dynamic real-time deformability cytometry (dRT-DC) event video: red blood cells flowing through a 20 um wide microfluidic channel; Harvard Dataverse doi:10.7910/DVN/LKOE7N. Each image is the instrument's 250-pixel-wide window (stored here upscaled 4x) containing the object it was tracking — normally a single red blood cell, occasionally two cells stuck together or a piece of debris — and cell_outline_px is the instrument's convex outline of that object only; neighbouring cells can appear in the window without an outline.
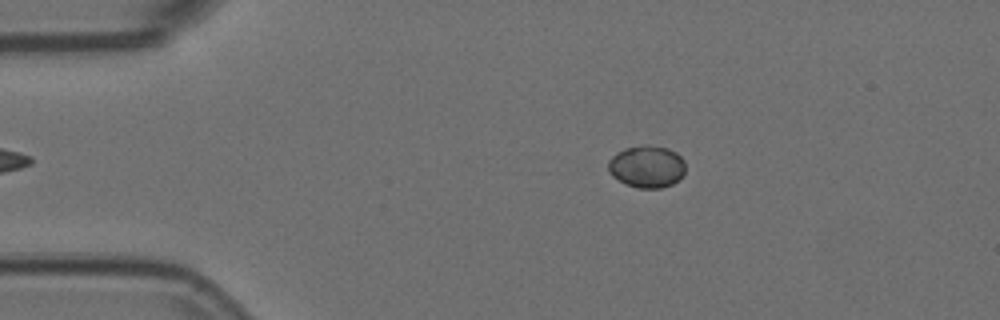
{"species": "Egyptian fruit bat (a non-hibernating species)", "species_latin": "Rousettus aegyptiacus", "temperature_condition": "room temperature", "stored_images_in_passage": 56, "camera_frame_rate_fps": 3000, "um_per_image_px": 0.085, "animal": {"sex": "female"}, "frame": {"image": 1, "passage_image": 10, "time_ms": 3.0, "image_size_px": [1000, 320], "cell_outline_px": [[684, 176], [672, 184], [660, 188], [640, 188], [624, 184], [612, 176], [608, 172], [608, 160], [616, 152], [624, 148], [644, 144], [648, 144], [668, 148], [676, 152], [684, 160]], "centroid_in_image_um": [54.96, 14.15], "position_along_channel_um": 30.0, "area_um2": 19.31}}
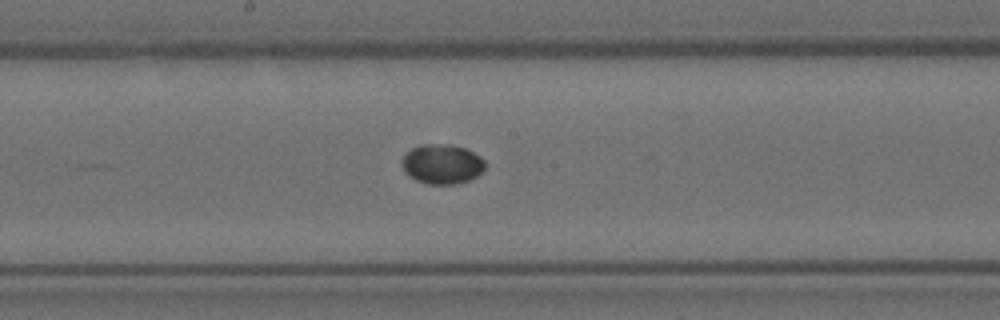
{"frame": {"image": 2, "passage_image": 29, "time_ms": 9.333, "image_size_px": [1000, 320], "cell_outline_px": [[484, 168], [476, 176], [468, 180], [456, 184], [428, 184], [416, 180], [408, 176], [404, 172], [400, 160], [412, 148], [420, 144], [452, 144], [464, 148], [480, 156], [484, 160]], "centroid_in_image_um": [37.53, 13.94], "position_along_channel_um": 210.7, "area_um2": 19.25}}
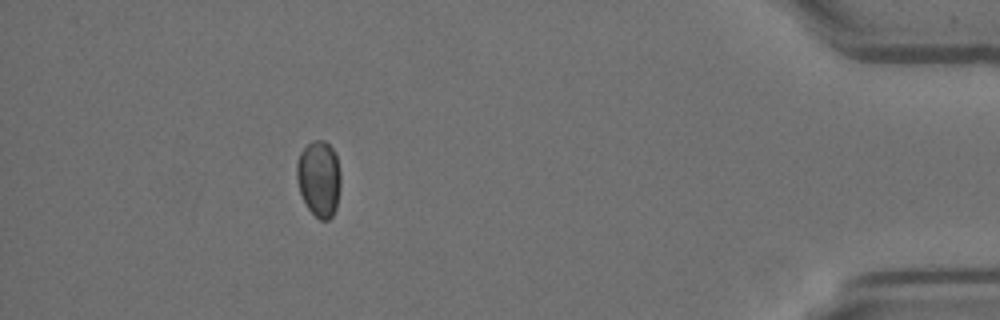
{"frame": {"image": 3, "passage_image": 50, "time_ms": 16.333, "image_size_px": [1000, 320], "cell_outline_px": [[340, 188], [336, 208], [332, 216], [328, 220], [320, 220], [308, 208], [300, 192], [296, 180], [296, 164], [300, 152], [312, 140], [324, 140], [332, 148], [336, 156], [340, 172]], "centroid_in_image_um": [27.11, 15.17], "position_along_channel_um": 408.1, "area_um2": 19.54}}